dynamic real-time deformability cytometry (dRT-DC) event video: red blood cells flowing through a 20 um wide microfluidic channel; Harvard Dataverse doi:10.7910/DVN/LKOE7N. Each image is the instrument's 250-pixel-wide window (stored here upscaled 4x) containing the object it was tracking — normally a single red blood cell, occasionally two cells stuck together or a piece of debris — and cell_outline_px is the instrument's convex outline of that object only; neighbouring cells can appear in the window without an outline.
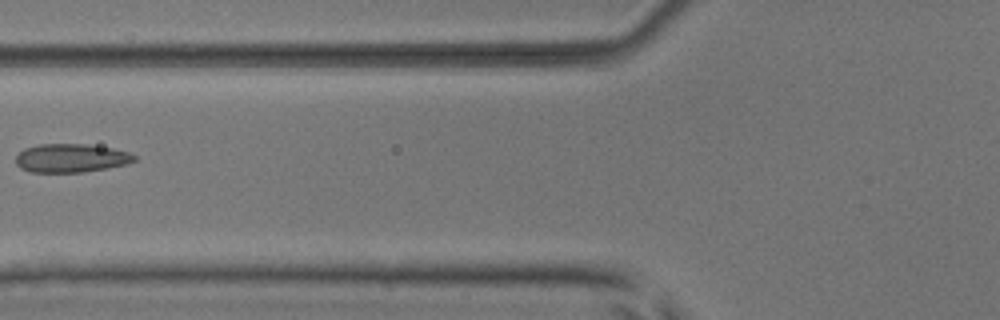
{"species": "common noctule bat (a hibernating species)", "species_latin": "Nyctalus noctula", "temperature_condition": "room temperature", "stored_images_in_passage": 7, "camera_frame_rate_fps": 3000, "um_per_image_px": 0.085, "animal": {"sex": "male", "body_mass_g": 17.9, "forearm_length_mm": 54.2}, "frame": {"image": 1, "passage_image": 6, "time_ms": 1.667, "image_size_px": [1000, 320], "cell_outline_px": [[136, 160], [124, 164], [108, 168], [84, 172], [32, 172], [20, 168], [16, 164], [16, 156], [24, 148], [40, 144], [88, 144], [112, 148], [128, 152], [136, 156]], "centroid_in_image_um": [6.02, 13.43], "position_along_channel_um": 119.8, "area_um2": 19.71}}
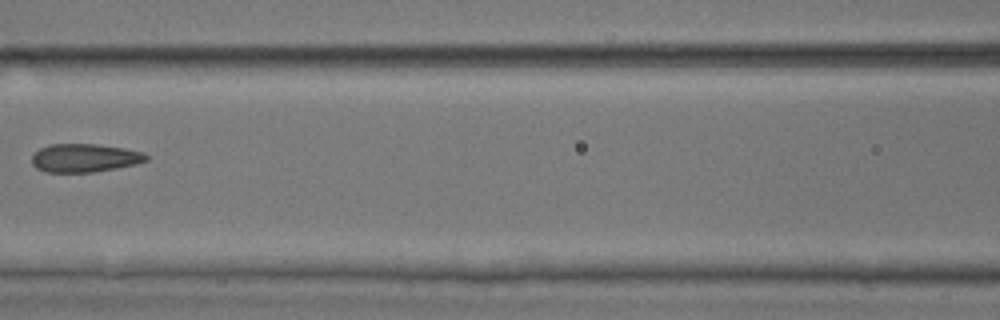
{"frame": {"image": 2, "passage_image": 7, "time_ms": 2.0, "image_size_px": [1000, 320], "cell_outline_px": [[148, 160], [136, 164], [116, 168], [92, 172], [44, 172], [36, 168], [32, 164], [32, 156], [40, 148], [48, 144], [96, 144], [124, 148], [144, 152], [148, 156]], "centroid_in_image_um": [7.19, 13.42], "position_along_channel_um": 159.4, "area_um2": 18.96}}